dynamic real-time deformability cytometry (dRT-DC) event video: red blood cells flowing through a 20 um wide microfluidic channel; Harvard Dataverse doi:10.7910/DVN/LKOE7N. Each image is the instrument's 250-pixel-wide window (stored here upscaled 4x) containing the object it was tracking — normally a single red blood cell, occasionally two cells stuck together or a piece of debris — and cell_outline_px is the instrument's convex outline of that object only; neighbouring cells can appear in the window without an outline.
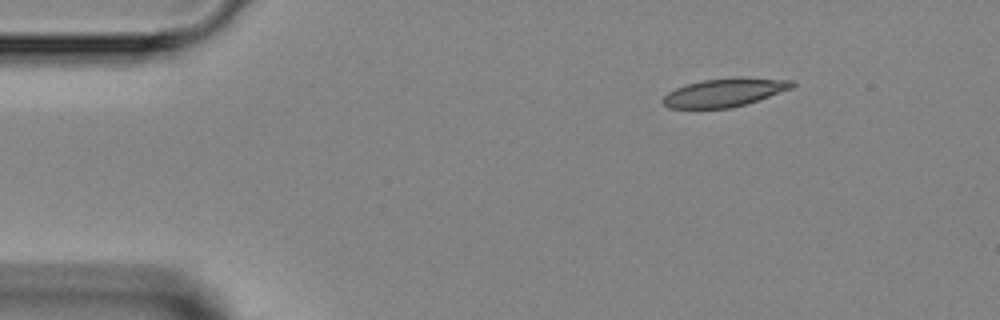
{"species": "Egyptian fruit bat (a non-hibernating species)", "species_latin": "Rousettus aegyptiacus", "temperature_condition": "room temperature", "stored_images_in_passage": 3, "camera_frame_rate_fps": 3000, "um_per_image_px": 0.085, "animal": {"sex": "female"}, "frame": {"image": 1, "passage_image": 1, "time_ms": 0.0, "image_size_px": [1000, 320], "cell_outline_px": [[796, 84], [792, 88], [732, 108], [668, 108], [660, 100], [668, 92], [676, 88], [688, 84], [704, 80], [732, 76], [748, 76], [792, 80]], "centroid_in_image_um": [61.6, 7.83], "position_along_channel_um": 23.4, "area_um2": 21.5}}
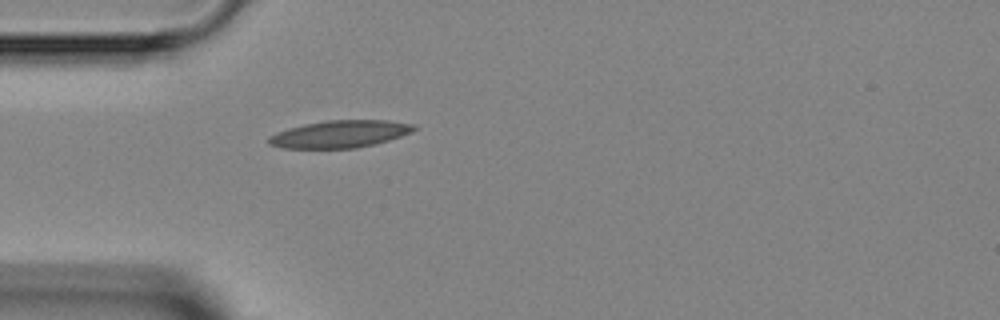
{"frame": {"image": 2, "passage_image": 3, "time_ms": 2.333, "image_size_px": [1000, 320], "cell_outline_px": [[420, 128], [412, 132], [376, 144], [356, 148], [284, 148], [268, 144], [268, 136], [276, 132], [288, 128], [304, 124], [324, 120], [388, 120], [416, 124]], "centroid_in_image_um": [28.92, 11.38], "position_along_channel_um": 56.1, "area_um2": 23.35}}